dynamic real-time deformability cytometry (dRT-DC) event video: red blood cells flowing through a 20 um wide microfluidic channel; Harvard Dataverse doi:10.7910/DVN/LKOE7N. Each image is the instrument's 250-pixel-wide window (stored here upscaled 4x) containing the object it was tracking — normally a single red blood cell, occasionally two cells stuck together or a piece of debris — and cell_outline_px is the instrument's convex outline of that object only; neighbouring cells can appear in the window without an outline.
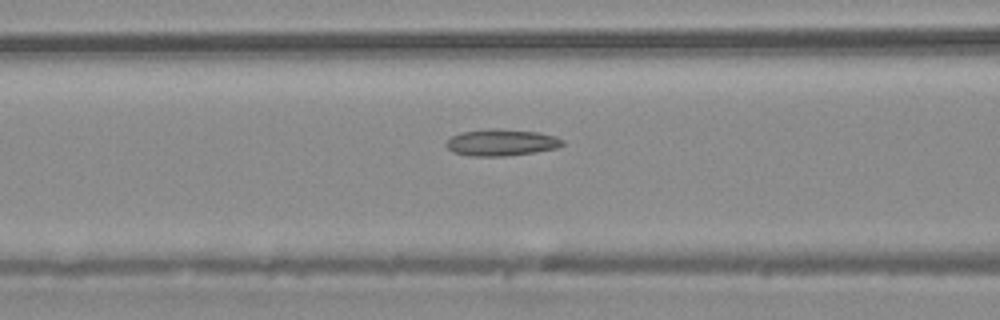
{"species": "common noctule bat (a hibernating species)", "species_latin": "Nyctalus noctula", "temperature_condition": "warm", "stored_images_in_passage": 10, "camera_frame_rate_fps": 3000, "um_per_image_px": 0.085, "animal": {"sex": "male", "body_mass_g": 20.4}, "frame": {"image": 1, "passage_image": 10, "time_ms": 3.0, "image_size_px": [1000, 320], "cell_outline_px": [[564, 144], [556, 148], [532, 152], [504, 156], [468, 156], [452, 152], [444, 144], [452, 136], [464, 132], [484, 128], [496, 128], [536, 132], [556, 136], [564, 140]], "centroid_in_image_um": [42.59, 12.11], "position_along_channel_um": 124.0, "area_um2": 18.03}}